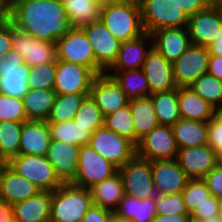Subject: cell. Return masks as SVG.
Wrapping results in <instances>:
<instances>
[{"label": "cell", "mask_w": 222, "mask_h": 222, "mask_svg": "<svg viewBox=\"0 0 222 222\" xmlns=\"http://www.w3.org/2000/svg\"><path fill=\"white\" fill-rule=\"evenodd\" d=\"M51 140L60 141L77 146L87 145L92 132L89 127H82L74 120L65 122H48Z\"/></svg>", "instance_id": "d590c367"}, {"label": "cell", "mask_w": 222, "mask_h": 222, "mask_svg": "<svg viewBox=\"0 0 222 222\" xmlns=\"http://www.w3.org/2000/svg\"><path fill=\"white\" fill-rule=\"evenodd\" d=\"M56 62L29 67L28 87L35 90L53 89L55 81Z\"/></svg>", "instance_id": "b9f144b4"}, {"label": "cell", "mask_w": 222, "mask_h": 222, "mask_svg": "<svg viewBox=\"0 0 222 222\" xmlns=\"http://www.w3.org/2000/svg\"><path fill=\"white\" fill-rule=\"evenodd\" d=\"M151 47L152 38L146 32L133 40L121 41L116 60L108 70L141 69Z\"/></svg>", "instance_id": "d4e9b609"}, {"label": "cell", "mask_w": 222, "mask_h": 222, "mask_svg": "<svg viewBox=\"0 0 222 222\" xmlns=\"http://www.w3.org/2000/svg\"><path fill=\"white\" fill-rule=\"evenodd\" d=\"M118 168L99 155L88 144L81 145L78 156V167L71 183L77 187L90 189L99 182L115 175Z\"/></svg>", "instance_id": "ba28073f"}, {"label": "cell", "mask_w": 222, "mask_h": 222, "mask_svg": "<svg viewBox=\"0 0 222 222\" xmlns=\"http://www.w3.org/2000/svg\"><path fill=\"white\" fill-rule=\"evenodd\" d=\"M172 130L178 149L207 144V122L180 118Z\"/></svg>", "instance_id": "1f68e13d"}, {"label": "cell", "mask_w": 222, "mask_h": 222, "mask_svg": "<svg viewBox=\"0 0 222 222\" xmlns=\"http://www.w3.org/2000/svg\"><path fill=\"white\" fill-rule=\"evenodd\" d=\"M207 48L210 55L222 57V27L214 41Z\"/></svg>", "instance_id": "9f6ffc18"}, {"label": "cell", "mask_w": 222, "mask_h": 222, "mask_svg": "<svg viewBox=\"0 0 222 222\" xmlns=\"http://www.w3.org/2000/svg\"><path fill=\"white\" fill-rule=\"evenodd\" d=\"M113 216L112 211L92 205L81 222H110Z\"/></svg>", "instance_id": "f907efd6"}, {"label": "cell", "mask_w": 222, "mask_h": 222, "mask_svg": "<svg viewBox=\"0 0 222 222\" xmlns=\"http://www.w3.org/2000/svg\"><path fill=\"white\" fill-rule=\"evenodd\" d=\"M222 27V12L213 2L189 17L187 29L191 45L208 47Z\"/></svg>", "instance_id": "2e32d148"}, {"label": "cell", "mask_w": 222, "mask_h": 222, "mask_svg": "<svg viewBox=\"0 0 222 222\" xmlns=\"http://www.w3.org/2000/svg\"><path fill=\"white\" fill-rule=\"evenodd\" d=\"M7 163L0 157V173L3 169V167L6 165Z\"/></svg>", "instance_id": "94428289"}, {"label": "cell", "mask_w": 222, "mask_h": 222, "mask_svg": "<svg viewBox=\"0 0 222 222\" xmlns=\"http://www.w3.org/2000/svg\"><path fill=\"white\" fill-rule=\"evenodd\" d=\"M211 192V195L222 200V163H218L203 178Z\"/></svg>", "instance_id": "c3c4849f"}, {"label": "cell", "mask_w": 222, "mask_h": 222, "mask_svg": "<svg viewBox=\"0 0 222 222\" xmlns=\"http://www.w3.org/2000/svg\"><path fill=\"white\" fill-rule=\"evenodd\" d=\"M29 66L22 56L11 49L0 57V93L20 98L28 92Z\"/></svg>", "instance_id": "30bf717a"}, {"label": "cell", "mask_w": 222, "mask_h": 222, "mask_svg": "<svg viewBox=\"0 0 222 222\" xmlns=\"http://www.w3.org/2000/svg\"><path fill=\"white\" fill-rule=\"evenodd\" d=\"M88 145L118 169L136 156V145L131 140L104 126L92 133Z\"/></svg>", "instance_id": "52a82bcc"}, {"label": "cell", "mask_w": 222, "mask_h": 222, "mask_svg": "<svg viewBox=\"0 0 222 222\" xmlns=\"http://www.w3.org/2000/svg\"><path fill=\"white\" fill-rule=\"evenodd\" d=\"M128 105L135 128V145H137L141 138L160 124L150 97L131 99Z\"/></svg>", "instance_id": "f546056e"}, {"label": "cell", "mask_w": 222, "mask_h": 222, "mask_svg": "<svg viewBox=\"0 0 222 222\" xmlns=\"http://www.w3.org/2000/svg\"><path fill=\"white\" fill-rule=\"evenodd\" d=\"M71 27H82L100 20L101 7L94 0H64Z\"/></svg>", "instance_id": "836d02e7"}, {"label": "cell", "mask_w": 222, "mask_h": 222, "mask_svg": "<svg viewBox=\"0 0 222 222\" xmlns=\"http://www.w3.org/2000/svg\"><path fill=\"white\" fill-rule=\"evenodd\" d=\"M74 121L82 127H89L93 133L104 126V116L91 96H87L77 110Z\"/></svg>", "instance_id": "60d3db41"}, {"label": "cell", "mask_w": 222, "mask_h": 222, "mask_svg": "<svg viewBox=\"0 0 222 222\" xmlns=\"http://www.w3.org/2000/svg\"><path fill=\"white\" fill-rule=\"evenodd\" d=\"M90 93H74L67 95H56L54 105L51 109L47 122H65L74 120V116L81 106L83 100Z\"/></svg>", "instance_id": "8d00e7d4"}, {"label": "cell", "mask_w": 222, "mask_h": 222, "mask_svg": "<svg viewBox=\"0 0 222 222\" xmlns=\"http://www.w3.org/2000/svg\"><path fill=\"white\" fill-rule=\"evenodd\" d=\"M160 125L173 126L181 117L178 107V87L149 96Z\"/></svg>", "instance_id": "e575fe53"}, {"label": "cell", "mask_w": 222, "mask_h": 222, "mask_svg": "<svg viewBox=\"0 0 222 222\" xmlns=\"http://www.w3.org/2000/svg\"><path fill=\"white\" fill-rule=\"evenodd\" d=\"M146 33L167 28L187 27L189 15L172 0H138Z\"/></svg>", "instance_id": "277c9868"}, {"label": "cell", "mask_w": 222, "mask_h": 222, "mask_svg": "<svg viewBox=\"0 0 222 222\" xmlns=\"http://www.w3.org/2000/svg\"><path fill=\"white\" fill-rule=\"evenodd\" d=\"M12 49L19 53L29 67L57 62V46L44 40H37L27 32L12 25Z\"/></svg>", "instance_id": "7c38bea8"}, {"label": "cell", "mask_w": 222, "mask_h": 222, "mask_svg": "<svg viewBox=\"0 0 222 222\" xmlns=\"http://www.w3.org/2000/svg\"><path fill=\"white\" fill-rule=\"evenodd\" d=\"M23 122H0V157L8 163L19 155L20 135Z\"/></svg>", "instance_id": "74e56055"}, {"label": "cell", "mask_w": 222, "mask_h": 222, "mask_svg": "<svg viewBox=\"0 0 222 222\" xmlns=\"http://www.w3.org/2000/svg\"><path fill=\"white\" fill-rule=\"evenodd\" d=\"M104 127L135 144V128L129 105L104 116Z\"/></svg>", "instance_id": "ab89813d"}, {"label": "cell", "mask_w": 222, "mask_h": 222, "mask_svg": "<svg viewBox=\"0 0 222 222\" xmlns=\"http://www.w3.org/2000/svg\"><path fill=\"white\" fill-rule=\"evenodd\" d=\"M220 199L211 195L205 199V201L198 205L197 208L191 213L190 221L199 222L200 220L206 219L212 215H218L220 210Z\"/></svg>", "instance_id": "7dc6e473"}, {"label": "cell", "mask_w": 222, "mask_h": 222, "mask_svg": "<svg viewBox=\"0 0 222 222\" xmlns=\"http://www.w3.org/2000/svg\"><path fill=\"white\" fill-rule=\"evenodd\" d=\"M80 146L51 140L46 153L47 160L54 167V171L63 184L74 181Z\"/></svg>", "instance_id": "44dd1931"}, {"label": "cell", "mask_w": 222, "mask_h": 222, "mask_svg": "<svg viewBox=\"0 0 222 222\" xmlns=\"http://www.w3.org/2000/svg\"><path fill=\"white\" fill-rule=\"evenodd\" d=\"M203 100L211 104L217 111L222 109V81L209 73L201 75L189 86Z\"/></svg>", "instance_id": "f35d334b"}, {"label": "cell", "mask_w": 222, "mask_h": 222, "mask_svg": "<svg viewBox=\"0 0 222 222\" xmlns=\"http://www.w3.org/2000/svg\"><path fill=\"white\" fill-rule=\"evenodd\" d=\"M41 190L25 177L18 175L7 164L0 173V198L9 205L24 201Z\"/></svg>", "instance_id": "603a6c76"}, {"label": "cell", "mask_w": 222, "mask_h": 222, "mask_svg": "<svg viewBox=\"0 0 222 222\" xmlns=\"http://www.w3.org/2000/svg\"><path fill=\"white\" fill-rule=\"evenodd\" d=\"M4 17V8H0V20Z\"/></svg>", "instance_id": "03108f58"}, {"label": "cell", "mask_w": 222, "mask_h": 222, "mask_svg": "<svg viewBox=\"0 0 222 222\" xmlns=\"http://www.w3.org/2000/svg\"><path fill=\"white\" fill-rule=\"evenodd\" d=\"M207 145L219 155L222 152V113L220 111L207 121Z\"/></svg>", "instance_id": "bcb514c9"}, {"label": "cell", "mask_w": 222, "mask_h": 222, "mask_svg": "<svg viewBox=\"0 0 222 222\" xmlns=\"http://www.w3.org/2000/svg\"><path fill=\"white\" fill-rule=\"evenodd\" d=\"M81 28L92 46L96 65L105 73L116 60L120 41L111 34L101 20Z\"/></svg>", "instance_id": "9a60e30c"}, {"label": "cell", "mask_w": 222, "mask_h": 222, "mask_svg": "<svg viewBox=\"0 0 222 222\" xmlns=\"http://www.w3.org/2000/svg\"><path fill=\"white\" fill-rule=\"evenodd\" d=\"M220 163H222V152L220 153Z\"/></svg>", "instance_id": "003e7915"}, {"label": "cell", "mask_w": 222, "mask_h": 222, "mask_svg": "<svg viewBox=\"0 0 222 222\" xmlns=\"http://www.w3.org/2000/svg\"><path fill=\"white\" fill-rule=\"evenodd\" d=\"M214 2L218 5L222 12V0H214Z\"/></svg>", "instance_id": "be15d7a7"}, {"label": "cell", "mask_w": 222, "mask_h": 222, "mask_svg": "<svg viewBox=\"0 0 222 222\" xmlns=\"http://www.w3.org/2000/svg\"><path fill=\"white\" fill-rule=\"evenodd\" d=\"M181 194L190 215L198 205L211 196V192L203 178L189 179Z\"/></svg>", "instance_id": "7bdbcfd3"}, {"label": "cell", "mask_w": 222, "mask_h": 222, "mask_svg": "<svg viewBox=\"0 0 222 222\" xmlns=\"http://www.w3.org/2000/svg\"><path fill=\"white\" fill-rule=\"evenodd\" d=\"M52 192L37 195L12 205L15 222H49Z\"/></svg>", "instance_id": "484cf974"}, {"label": "cell", "mask_w": 222, "mask_h": 222, "mask_svg": "<svg viewBox=\"0 0 222 222\" xmlns=\"http://www.w3.org/2000/svg\"><path fill=\"white\" fill-rule=\"evenodd\" d=\"M93 205L114 212L119 201L124 197V187L120 176L117 172L112 177L90 188Z\"/></svg>", "instance_id": "4dcf8cb0"}, {"label": "cell", "mask_w": 222, "mask_h": 222, "mask_svg": "<svg viewBox=\"0 0 222 222\" xmlns=\"http://www.w3.org/2000/svg\"><path fill=\"white\" fill-rule=\"evenodd\" d=\"M118 172L123 182L125 195L134 196L140 200L156 197L151 161L135 156L119 168Z\"/></svg>", "instance_id": "9c48e42d"}, {"label": "cell", "mask_w": 222, "mask_h": 222, "mask_svg": "<svg viewBox=\"0 0 222 222\" xmlns=\"http://www.w3.org/2000/svg\"><path fill=\"white\" fill-rule=\"evenodd\" d=\"M209 51L207 47L190 45L174 62L173 78L177 87H189L201 75L207 73Z\"/></svg>", "instance_id": "5bb4252c"}, {"label": "cell", "mask_w": 222, "mask_h": 222, "mask_svg": "<svg viewBox=\"0 0 222 222\" xmlns=\"http://www.w3.org/2000/svg\"><path fill=\"white\" fill-rule=\"evenodd\" d=\"M2 121H28L22 99L0 93V122Z\"/></svg>", "instance_id": "ee69618b"}, {"label": "cell", "mask_w": 222, "mask_h": 222, "mask_svg": "<svg viewBox=\"0 0 222 222\" xmlns=\"http://www.w3.org/2000/svg\"><path fill=\"white\" fill-rule=\"evenodd\" d=\"M100 20L121 41H129L145 33L138 0H122L101 8Z\"/></svg>", "instance_id": "7a4b0ae2"}, {"label": "cell", "mask_w": 222, "mask_h": 222, "mask_svg": "<svg viewBox=\"0 0 222 222\" xmlns=\"http://www.w3.org/2000/svg\"><path fill=\"white\" fill-rule=\"evenodd\" d=\"M50 142L47 121L28 120L22 123L19 154L46 156Z\"/></svg>", "instance_id": "cb8c5ba5"}, {"label": "cell", "mask_w": 222, "mask_h": 222, "mask_svg": "<svg viewBox=\"0 0 222 222\" xmlns=\"http://www.w3.org/2000/svg\"><path fill=\"white\" fill-rule=\"evenodd\" d=\"M92 205L90 189L62 184L52 192L49 222H81Z\"/></svg>", "instance_id": "3957f363"}, {"label": "cell", "mask_w": 222, "mask_h": 222, "mask_svg": "<svg viewBox=\"0 0 222 222\" xmlns=\"http://www.w3.org/2000/svg\"><path fill=\"white\" fill-rule=\"evenodd\" d=\"M178 147L171 126L159 125L141 138L136 156L148 161L176 159Z\"/></svg>", "instance_id": "8fae6325"}, {"label": "cell", "mask_w": 222, "mask_h": 222, "mask_svg": "<svg viewBox=\"0 0 222 222\" xmlns=\"http://www.w3.org/2000/svg\"><path fill=\"white\" fill-rule=\"evenodd\" d=\"M12 24L3 17L0 20V57L12 49Z\"/></svg>", "instance_id": "681fc988"}, {"label": "cell", "mask_w": 222, "mask_h": 222, "mask_svg": "<svg viewBox=\"0 0 222 222\" xmlns=\"http://www.w3.org/2000/svg\"><path fill=\"white\" fill-rule=\"evenodd\" d=\"M89 95L95 101L103 116L128 106L130 101L118 84L105 73L95 77Z\"/></svg>", "instance_id": "ffe728a7"}, {"label": "cell", "mask_w": 222, "mask_h": 222, "mask_svg": "<svg viewBox=\"0 0 222 222\" xmlns=\"http://www.w3.org/2000/svg\"><path fill=\"white\" fill-rule=\"evenodd\" d=\"M218 215H219V218H220V220L222 222V201H221V204H220V210H219Z\"/></svg>", "instance_id": "e7e4bbea"}, {"label": "cell", "mask_w": 222, "mask_h": 222, "mask_svg": "<svg viewBox=\"0 0 222 222\" xmlns=\"http://www.w3.org/2000/svg\"><path fill=\"white\" fill-rule=\"evenodd\" d=\"M178 107L182 119L207 122L217 110L189 87H178Z\"/></svg>", "instance_id": "83f0119b"}, {"label": "cell", "mask_w": 222, "mask_h": 222, "mask_svg": "<svg viewBox=\"0 0 222 222\" xmlns=\"http://www.w3.org/2000/svg\"><path fill=\"white\" fill-rule=\"evenodd\" d=\"M95 77L89 68L57 60L53 90L56 95L90 93Z\"/></svg>", "instance_id": "4fadbf2b"}, {"label": "cell", "mask_w": 222, "mask_h": 222, "mask_svg": "<svg viewBox=\"0 0 222 222\" xmlns=\"http://www.w3.org/2000/svg\"><path fill=\"white\" fill-rule=\"evenodd\" d=\"M152 46L170 63H174L191 45L187 27L152 32Z\"/></svg>", "instance_id": "7402d4cb"}, {"label": "cell", "mask_w": 222, "mask_h": 222, "mask_svg": "<svg viewBox=\"0 0 222 222\" xmlns=\"http://www.w3.org/2000/svg\"><path fill=\"white\" fill-rule=\"evenodd\" d=\"M110 222H131V221L120 220V219H117L115 216H113Z\"/></svg>", "instance_id": "6125c7cd"}, {"label": "cell", "mask_w": 222, "mask_h": 222, "mask_svg": "<svg viewBox=\"0 0 222 222\" xmlns=\"http://www.w3.org/2000/svg\"><path fill=\"white\" fill-rule=\"evenodd\" d=\"M56 92L53 89L35 90L29 88L22 97L28 120L47 121L54 105Z\"/></svg>", "instance_id": "d6a6232c"}, {"label": "cell", "mask_w": 222, "mask_h": 222, "mask_svg": "<svg viewBox=\"0 0 222 222\" xmlns=\"http://www.w3.org/2000/svg\"><path fill=\"white\" fill-rule=\"evenodd\" d=\"M199 222H221L219 215H212L206 219L200 220Z\"/></svg>", "instance_id": "680465c9"}, {"label": "cell", "mask_w": 222, "mask_h": 222, "mask_svg": "<svg viewBox=\"0 0 222 222\" xmlns=\"http://www.w3.org/2000/svg\"><path fill=\"white\" fill-rule=\"evenodd\" d=\"M13 0H1V5L5 8Z\"/></svg>", "instance_id": "91938a15"}, {"label": "cell", "mask_w": 222, "mask_h": 222, "mask_svg": "<svg viewBox=\"0 0 222 222\" xmlns=\"http://www.w3.org/2000/svg\"><path fill=\"white\" fill-rule=\"evenodd\" d=\"M101 8L111 4L118 3L122 0H94Z\"/></svg>", "instance_id": "6f0895ef"}, {"label": "cell", "mask_w": 222, "mask_h": 222, "mask_svg": "<svg viewBox=\"0 0 222 222\" xmlns=\"http://www.w3.org/2000/svg\"><path fill=\"white\" fill-rule=\"evenodd\" d=\"M0 222H15L12 205L0 198Z\"/></svg>", "instance_id": "11a10c76"}, {"label": "cell", "mask_w": 222, "mask_h": 222, "mask_svg": "<svg viewBox=\"0 0 222 222\" xmlns=\"http://www.w3.org/2000/svg\"><path fill=\"white\" fill-rule=\"evenodd\" d=\"M113 215L125 221L150 222L157 215L156 197L140 200L134 196L124 195Z\"/></svg>", "instance_id": "4316f807"}, {"label": "cell", "mask_w": 222, "mask_h": 222, "mask_svg": "<svg viewBox=\"0 0 222 222\" xmlns=\"http://www.w3.org/2000/svg\"><path fill=\"white\" fill-rule=\"evenodd\" d=\"M7 165L18 175L35 184L41 191L53 192L63 184L45 156L19 154Z\"/></svg>", "instance_id": "8992f818"}, {"label": "cell", "mask_w": 222, "mask_h": 222, "mask_svg": "<svg viewBox=\"0 0 222 222\" xmlns=\"http://www.w3.org/2000/svg\"><path fill=\"white\" fill-rule=\"evenodd\" d=\"M181 7L189 17L208 7L214 0H172Z\"/></svg>", "instance_id": "816d5d0a"}, {"label": "cell", "mask_w": 222, "mask_h": 222, "mask_svg": "<svg viewBox=\"0 0 222 222\" xmlns=\"http://www.w3.org/2000/svg\"><path fill=\"white\" fill-rule=\"evenodd\" d=\"M151 170L158 195L182 192L190 179L180 168L176 159L151 161Z\"/></svg>", "instance_id": "d6986e66"}, {"label": "cell", "mask_w": 222, "mask_h": 222, "mask_svg": "<svg viewBox=\"0 0 222 222\" xmlns=\"http://www.w3.org/2000/svg\"><path fill=\"white\" fill-rule=\"evenodd\" d=\"M156 211L159 215L189 214L181 192L156 195Z\"/></svg>", "instance_id": "f6af8a7d"}, {"label": "cell", "mask_w": 222, "mask_h": 222, "mask_svg": "<svg viewBox=\"0 0 222 222\" xmlns=\"http://www.w3.org/2000/svg\"><path fill=\"white\" fill-rule=\"evenodd\" d=\"M4 17L35 39L52 43L71 28L59 0H13L4 8Z\"/></svg>", "instance_id": "6da1fadb"}, {"label": "cell", "mask_w": 222, "mask_h": 222, "mask_svg": "<svg viewBox=\"0 0 222 222\" xmlns=\"http://www.w3.org/2000/svg\"><path fill=\"white\" fill-rule=\"evenodd\" d=\"M176 161L190 178H204L220 162V156L209 145L178 149Z\"/></svg>", "instance_id": "e0dca14e"}, {"label": "cell", "mask_w": 222, "mask_h": 222, "mask_svg": "<svg viewBox=\"0 0 222 222\" xmlns=\"http://www.w3.org/2000/svg\"><path fill=\"white\" fill-rule=\"evenodd\" d=\"M207 73L222 81V57L209 56Z\"/></svg>", "instance_id": "f5cc1de1"}, {"label": "cell", "mask_w": 222, "mask_h": 222, "mask_svg": "<svg viewBox=\"0 0 222 222\" xmlns=\"http://www.w3.org/2000/svg\"><path fill=\"white\" fill-rule=\"evenodd\" d=\"M150 89V95L176 89L173 66L153 46L146 54L142 67Z\"/></svg>", "instance_id": "ac0fdd59"}, {"label": "cell", "mask_w": 222, "mask_h": 222, "mask_svg": "<svg viewBox=\"0 0 222 222\" xmlns=\"http://www.w3.org/2000/svg\"><path fill=\"white\" fill-rule=\"evenodd\" d=\"M57 60L89 68L96 76L104 72L96 65L92 46L80 27H71L56 42Z\"/></svg>", "instance_id": "5b68a950"}, {"label": "cell", "mask_w": 222, "mask_h": 222, "mask_svg": "<svg viewBox=\"0 0 222 222\" xmlns=\"http://www.w3.org/2000/svg\"><path fill=\"white\" fill-rule=\"evenodd\" d=\"M120 87L121 91L131 99L150 96V89L143 69L107 70L105 72Z\"/></svg>", "instance_id": "f1b7e54d"}, {"label": "cell", "mask_w": 222, "mask_h": 222, "mask_svg": "<svg viewBox=\"0 0 222 222\" xmlns=\"http://www.w3.org/2000/svg\"><path fill=\"white\" fill-rule=\"evenodd\" d=\"M150 222H191V221H190V214H171V215L157 214Z\"/></svg>", "instance_id": "db71d44e"}]
</instances>
